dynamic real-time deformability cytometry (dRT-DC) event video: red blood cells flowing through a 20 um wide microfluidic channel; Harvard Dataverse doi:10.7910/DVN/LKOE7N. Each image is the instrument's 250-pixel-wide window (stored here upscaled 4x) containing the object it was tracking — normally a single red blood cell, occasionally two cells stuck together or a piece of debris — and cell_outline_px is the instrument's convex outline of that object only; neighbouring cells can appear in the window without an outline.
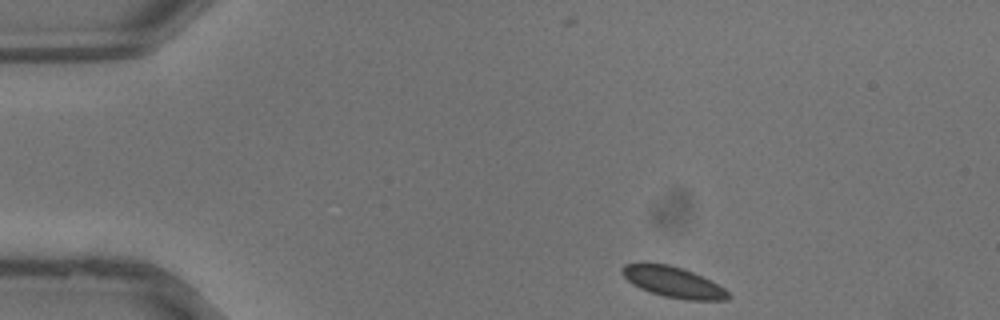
{"species": "common noctule bat (a hibernating species)", "species_latin": "Nyctalus noctula", "temperature_condition": "warm", "stored_images_in_passage": 32, "camera_frame_rate_fps": 3000, "um_per_image_px": 0.085, "animal": {"sex": "male", "body_mass_g": 13.3}, "frame": {"image": 1, "passage_image": 1, "time_ms": 0.0, "image_size_px": [1000, 320], "cell_outline_px": [[732, 296], [728, 300], [684, 300], [664, 296], [640, 288], [632, 284], [620, 272], [620, 268], [624, 264], [668, 264], [692, 272], [724, 288]], "centroid_in_image_um": [57.22, 24.0], "position_along_channel_um": 27.8, "area_um2": 18.61}}
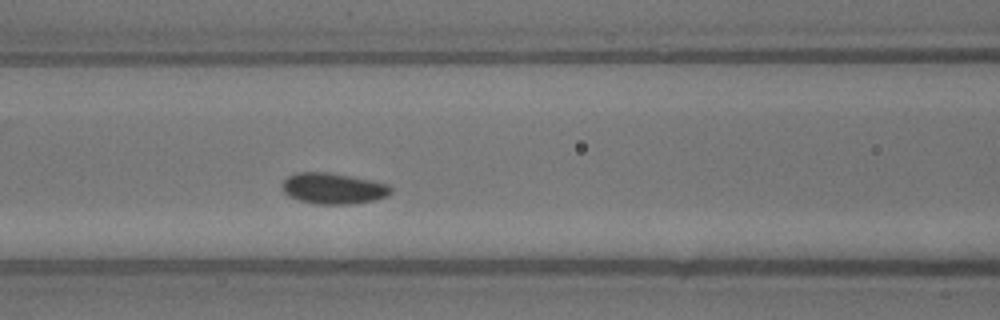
{"frame": {"image": 2, "passage_image": 11, "time_ms": 3.333, "image_size_px": [1000, 320], "cell_outline_px": [[392, 192], [388, 196], [372, 200], [352, 204], [316, 204], [300, 200], [288, 196], [284, 192], [284, 180], [288, 176], [296, 172], [328, 172], [388, 184], [392, 188]], "centroid_in_image_um": [28.33, 16.02], "position_along_channel_um": 138.3, "area_um2": 19.36}}
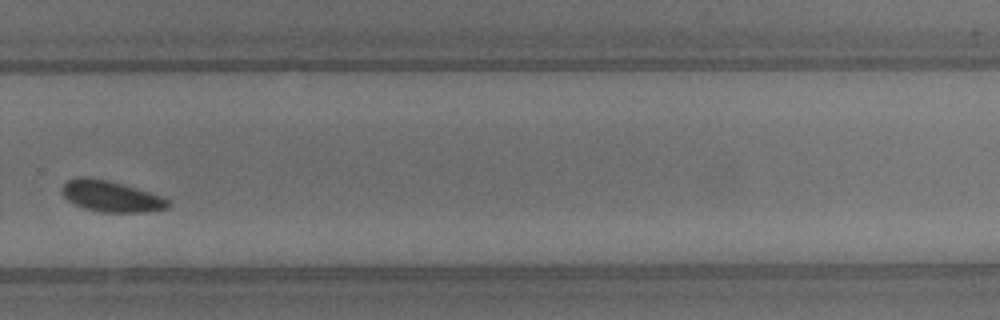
{"frame": {"image": 3, "passage_image": 21, "time_ms": 6.667, "image_size_px": [1000, 320], "cell_outline_px": [[172, 204], [168, 208], [144, 212], [100, 212], [84, 208], [72, 204], [64, 196], [64, 184], [68, 180], [80, 176], [88, 176], [108, 180], [164, 196]], "centroid_in_image_um": [9.47, 16.69], "position_along_channel_um": 320.3, "area_um2": 19.25}}